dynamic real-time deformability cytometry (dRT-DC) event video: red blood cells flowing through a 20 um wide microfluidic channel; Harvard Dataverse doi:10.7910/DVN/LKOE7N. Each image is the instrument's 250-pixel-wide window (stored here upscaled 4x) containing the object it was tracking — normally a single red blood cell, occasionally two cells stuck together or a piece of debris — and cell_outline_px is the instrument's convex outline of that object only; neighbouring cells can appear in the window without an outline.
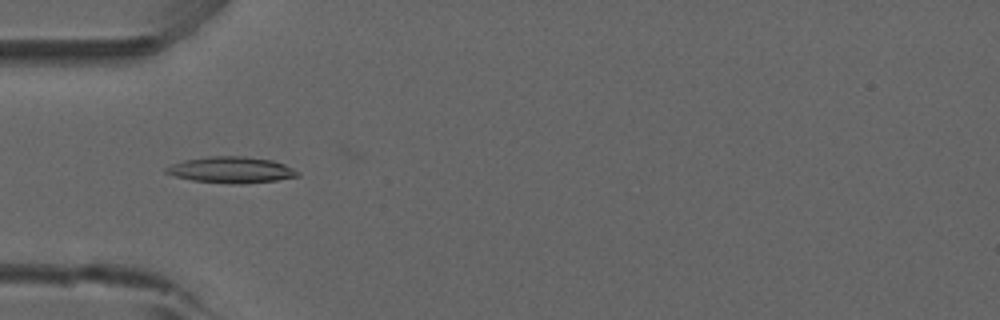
{"species": "common noctule bat (a hibernating species)", "species_latin": "Nyctalus noctula", "temperature_condition": "room temperature", "stored_images_in_passage": 32, "camera_frame_rate_fps": 3000, "um_per_image_px": 0.085, "animal": {"sex": "male", "forearm_length_mm": 52.5}, "frame": {"image": 1, "passage_image": 1, "time_ms": 0.0, "image_size_px": [1000, 320], "cell_outline_px": [[300, 176], [276, 180], [244, 184], [232, 184], [192, 180], [176, 176], [164, 172], [164, 168], [172, 164], [184, 160], [208, 156], [244, 156], [272, 160], [284, 164], [300, 172]], "centroid_in_image_um": [19.66, 14.44], "position_along_channel_um": 65.3, "area_um2": 20.11}, "authors_computed_cell_mechanics": {"area_um2": 17.5134, "velocity_mm_per_s": 3.8814, "shape_relaxation_time_tau1_ms": 8.9594, "shape_relaxation_time_tau2_ms": null, "deformation_change_tau1": 0.2087, "deformation_change_tau2": null}}